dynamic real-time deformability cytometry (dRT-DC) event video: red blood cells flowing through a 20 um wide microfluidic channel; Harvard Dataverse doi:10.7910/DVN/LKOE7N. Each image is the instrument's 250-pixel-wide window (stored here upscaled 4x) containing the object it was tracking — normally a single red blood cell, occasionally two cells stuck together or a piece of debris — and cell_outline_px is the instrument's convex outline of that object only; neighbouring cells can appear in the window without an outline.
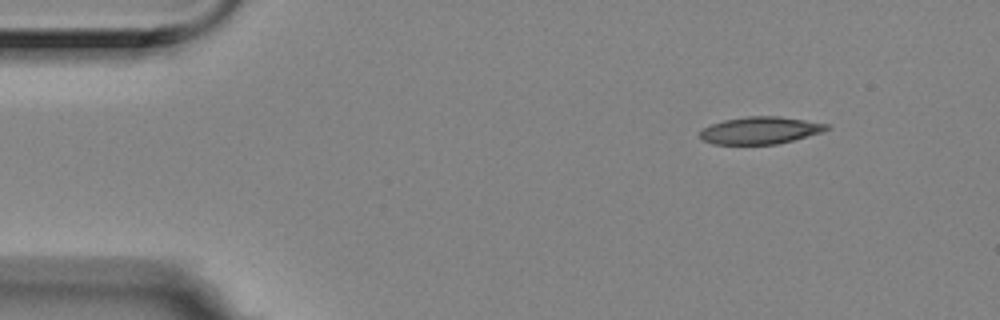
{"species": "Egyptian fruit bat (a non-hibernating species)", "species_latin": "Rousettus aegyptiacus", "temperature_condition": "room temperature", "stored_images_in_passage": 2, "camera_frame_rate_fps": 3000, "um_per_image_px": 0.085, "animal": {"sex": "female"}, "frame": {"image": 1, "passage_image": 2, "time_ms": 0.333, "image_size_px": [1000, 320], "cell_outline_px": [[832, 128], [824, 132], [776, 144], [712, 144], [700, 140], [700, 132], [704, 128], [712, 124], [724, 120], [744, 116], [780, 116], [828, 124]], "centroid_in_image_um": [64.63, 11.08], "position_along_channel_um": 20.4, "area_um2": 20.17}}